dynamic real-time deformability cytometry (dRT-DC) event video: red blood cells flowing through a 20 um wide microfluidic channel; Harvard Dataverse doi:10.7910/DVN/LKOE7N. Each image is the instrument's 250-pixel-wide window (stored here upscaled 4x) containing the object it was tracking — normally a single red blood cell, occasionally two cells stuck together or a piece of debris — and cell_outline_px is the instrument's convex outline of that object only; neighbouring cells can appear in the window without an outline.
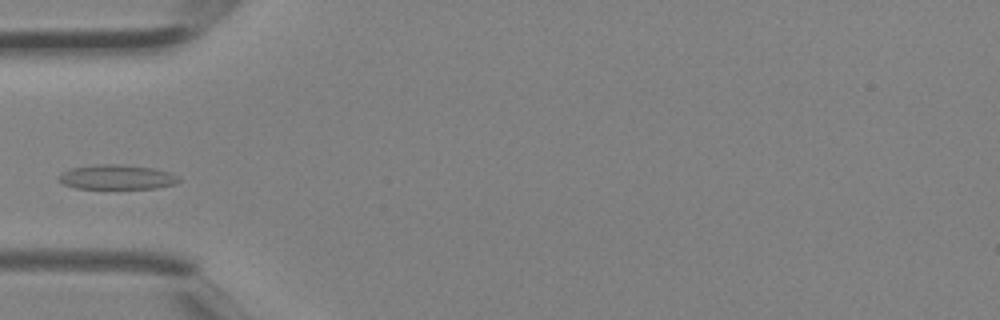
{"species": "Egyptian fruit bat (a non-hibernating species)", "species_latin": "Rousettus aegyptiacus", "temperature_condition": "room temperature", "stored_images_in_passage": 2, "camera_frame_rate_fps": 3000, "um_per_image_px": 0.085, "animal": {"sex": "female"}, "frame": {"image": 1, "passage_image": 2, "time_ms": 0.333, "image_size_px": [1000, 320], "cell_outline_px": [[180, 180], [176, 184], [156, 188], [76, 188], [64, 184], [56, 176], [72, 168], [96, 164], [120, 164], [156, 168], [168, 172], [176, 176]], "centroid_in_image_um": [9.94, 15.04], "position_along_channel_um": 75.1, "area_um2": 17.11}}